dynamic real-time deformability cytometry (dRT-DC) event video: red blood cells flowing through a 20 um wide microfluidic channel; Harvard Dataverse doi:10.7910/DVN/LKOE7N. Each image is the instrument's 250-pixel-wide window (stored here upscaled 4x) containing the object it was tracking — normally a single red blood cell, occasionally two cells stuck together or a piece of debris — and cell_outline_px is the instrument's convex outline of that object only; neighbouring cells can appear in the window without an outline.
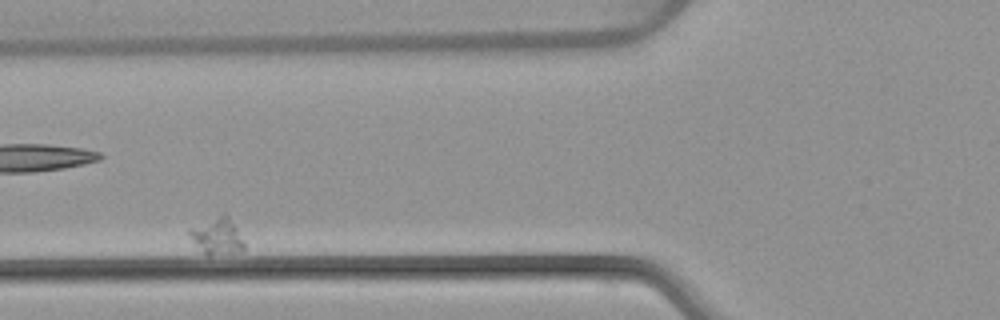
{"species": "common noctule bat (a hibernating species)", "species_latin": "Nyctalus noctula", "temperature_condition": "warm", "stored_images_in_passage": 4, "segment_of_instrument_passage": [1, 2], "camera_frame_rate_fps": 3000, "um_per_image_px": 0.085, "animal": {"sex": "female", "body_mass_g": 22.7, "forearm_length_mm": 54.2}, "frame": {"image": 1, "passage_image": 2, "time_ms": 1.667, "image_size_px": [1000, 320], "cell_outline_px": [[244, 248], [240, 252], [208, 256], [188, 236], [188, 228], [220, 212], [224, 212], [228, 216], [236, 228], [244, 244]], "centroid_in_image_um": [18.42, 20.03], "position_along_channel_um": 107.4, "area_um2": 11.85}}
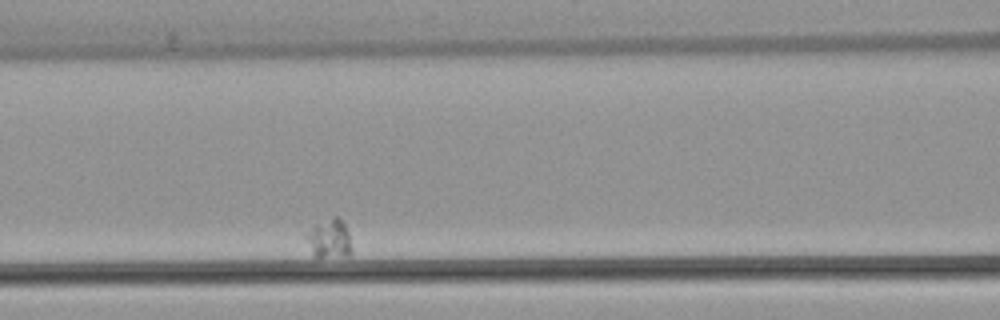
{"frame": {"image": 2, "passage_image": 3, "time_ms": 3.0, "image_size_px": [1000, 320], "cell_outline_px": [[352, 252], [348, 256], [312, 256], [304, 236], [316, 224], [332, 216], [336, 216], [344, 224], [348, 232], [352, 248]], "centroid_in_image_um": [27.98, 20.3], "position_along_channel_um": 138.6, "area_um2": 10.29}}